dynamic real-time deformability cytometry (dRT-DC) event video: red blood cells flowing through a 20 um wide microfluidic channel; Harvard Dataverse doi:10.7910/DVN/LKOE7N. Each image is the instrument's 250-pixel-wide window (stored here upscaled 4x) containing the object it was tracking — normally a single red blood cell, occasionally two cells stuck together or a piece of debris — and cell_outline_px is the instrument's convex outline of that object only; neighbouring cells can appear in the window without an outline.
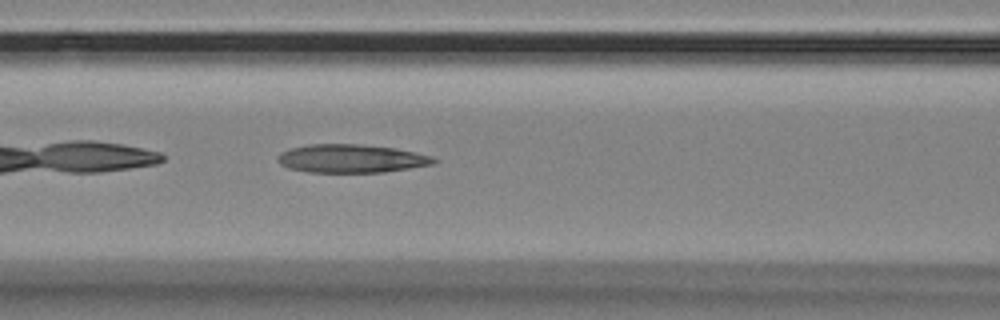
{"species": "Egyptian fruit bat (a non-hibernating species)", "species_latin": "Rousettus aegyptiacus", "temperature_condition": "room temperature", "stored_images_in_passage": 41, "camera_frame_rate_fps": 3000, "um_per_image_px": 0.085, "animal": {"sex": "female"}, "frame": {"image": 1, "passage_image": 8, "time_ms": 2.333, "image_size_px": [1000, 320], "cell_outline_px": [[436, 160], [432, 164], [384, 172], [308, 172], [288, 168], [280, 164], [276, 160], [276, 156], [280, 152], [292, 148], [308, 144], [360, 144], [396, 148], [416, 152], [432, 156]], "centroid_in_image_um": [29.81, 13.47], "position_along_channel_um": 136.8, "area_um2": 25.78}}
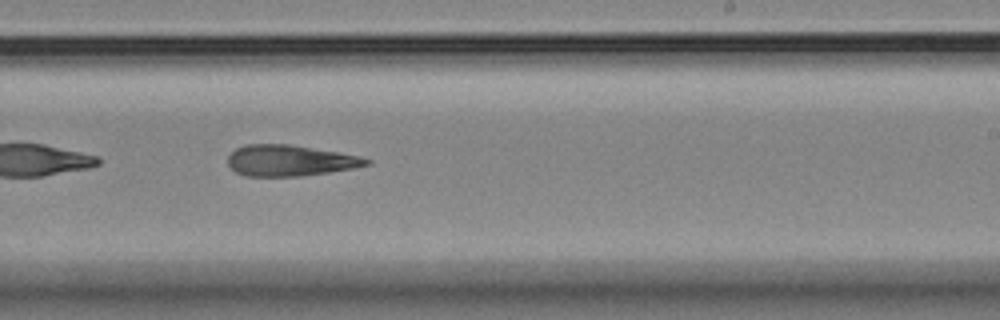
{"frame": {"image": 2, "passage_image": 19, "time_ms": 6.0, "image_size_px": [1000, 320], "cell_outline_px": [[372, 164], [352, 168], [328, 172], [300, 176], [244, 176], [236, 172], [228, 164], [228, 156], [236, 148], [248, 144], [288, 144], [340, 152], [360, 156], [372, 160]], "centroid_in_image_um": [24.66, 13.64], "position_along_channel_um": 264.3, "area_um2": 25.03}}
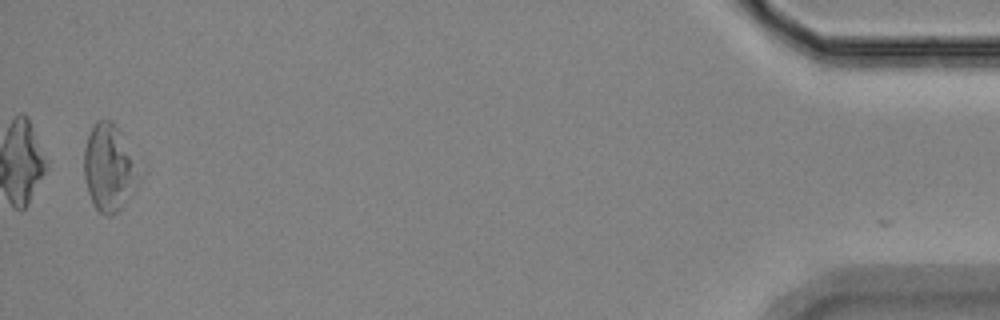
{"frame": {"image": 3, "passage_image": 40, "time_ms": 13.0, "image_size_px": [1000, 320], "cell_outline_px": [[140, 180], [124, 204], [116, 212], [108, 216], [100, 212], [96, 208], [88, 192], [84, 176], [84, 148], [88, 136], [96, 120], [112, 120], [120, 132], [136, 160], [140, 176]], "centroid_in_image_um": [9.27, 14.25], "position_along_channel_um": 425.9, "area_um2": 27.51}}